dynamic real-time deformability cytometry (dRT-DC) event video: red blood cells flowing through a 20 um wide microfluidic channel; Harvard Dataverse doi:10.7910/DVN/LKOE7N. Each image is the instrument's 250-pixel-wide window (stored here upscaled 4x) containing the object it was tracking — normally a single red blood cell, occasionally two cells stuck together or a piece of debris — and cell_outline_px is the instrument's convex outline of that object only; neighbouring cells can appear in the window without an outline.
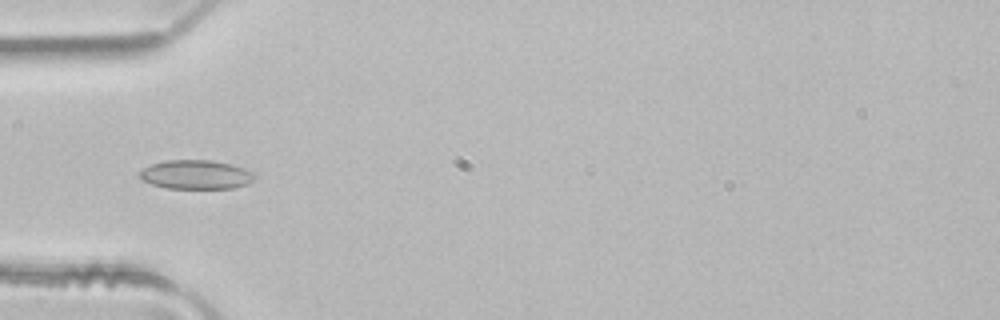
{"species": "common noctule bat (a hibernating species)", "species_latin": "Nyctalus noctula", "temperature_condition": "room temperature", "stored_images_in_passage": 4, "camera_frame_rate_fps": 3000, "um_per_image_px": 0.085, "animal": {"sex": "male", "body_mass_g": 21.5, "forearm_length_mm": 52.0}, "frame": {"image": 1, "passage_image": 4, "time_ms": 1.0, "image_size_px": [1000, 320], "cell_outline_px": [[256, 176], [248, 184], [232, 188], [164, 188], [140, 180], [140, 172], [144, 168], [152, 164], [164, 160], [212, 160], [232, 164], [244, 168], [252, 172]], "centroid_in_image_um": [16.65, 14.84], "position_along_channel_um": 68.3, "area_um2": 19.48}}